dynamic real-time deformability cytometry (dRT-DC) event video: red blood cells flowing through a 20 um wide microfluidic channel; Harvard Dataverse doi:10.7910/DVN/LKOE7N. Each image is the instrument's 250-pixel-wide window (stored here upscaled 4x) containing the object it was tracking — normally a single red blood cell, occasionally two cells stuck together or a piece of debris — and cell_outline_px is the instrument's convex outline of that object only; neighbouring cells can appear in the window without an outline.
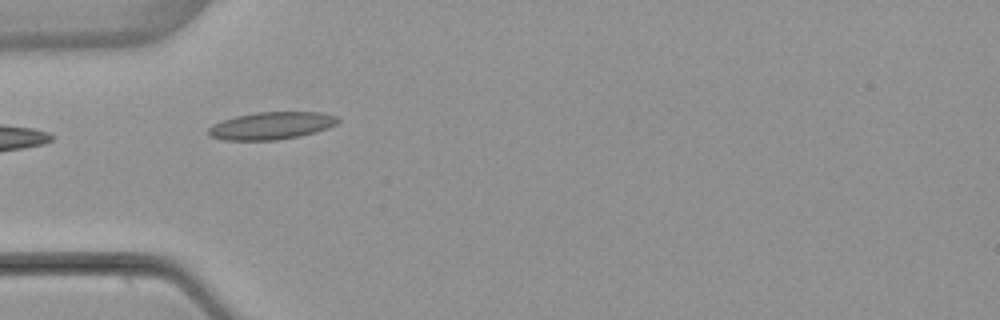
{"species": "common noctule bat (a hibernating species)", "species_latin": "Nyctalus noctula", "temperature_condition": "warm", "stored_images_in_passage": 5, "camera_frame_rate_fps": 3000, "um_per_image_px": 0.085, "animal": {"sex": "female", "body_mass_g": 22.7, "forearm_length_mm": 54.2}, "frame": {"image": 1, "passage_image": 4, "time_ms": 3.667, "image_size_px": [1000, 320], "cell_outline_px": [[340, 120], [336, 124], [328, 128], [316, 132], [300, 136], [276, 140], [224, 140], [208, 136], [208, 128], [212, 124], [236, 116], [256, 112], [324, 112], [336, 116]], "centroid_in_image_um": [23.07, 10.68], "position_along_channel_um": 61.9, "area_um2": 20.81}}
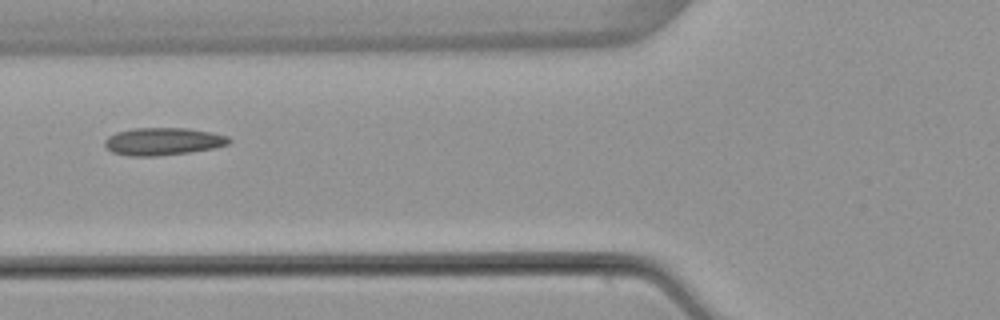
{"frame": {"image": 2, "passage_image": 5, "time_ms": 5.0, "image_size_px": [1000, 320], "cell_outline_px": [[232, 140], [228, 144], [212, 148], [188, 152], [156, 156], [128, 156], [112, 152], [104, 144], [104, 140], [108, 136], [116, 132], [136, 128], [188, 128], [228, 136]], "centroid_in_image_um": [13.82, 12.02], "position_along_channel_um": 112.0, "area_um2": 19.77}}